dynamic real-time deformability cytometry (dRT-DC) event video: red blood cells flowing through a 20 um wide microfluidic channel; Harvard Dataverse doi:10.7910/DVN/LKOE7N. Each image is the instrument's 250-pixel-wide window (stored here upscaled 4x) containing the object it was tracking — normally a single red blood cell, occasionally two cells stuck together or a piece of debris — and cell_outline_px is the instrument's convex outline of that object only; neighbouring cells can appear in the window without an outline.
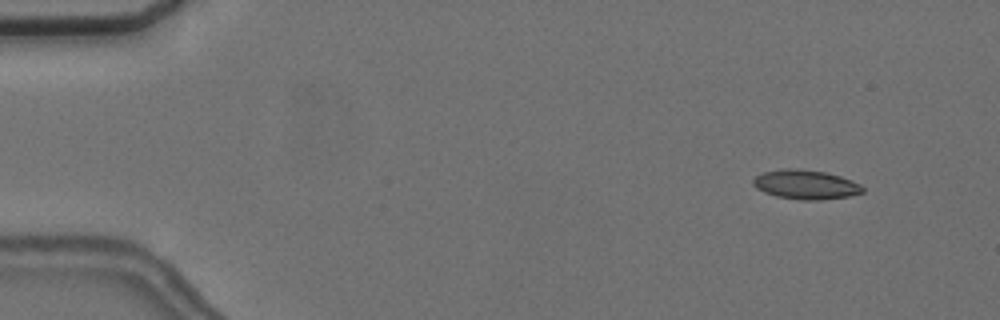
{"species": "common noctule bat (a hibernating species)", "species_latin": "Nyctalus noctula", "temperature_condition": "cold", "stored_images_in_passage": 5, "camera_frame_rate_fps": 3000, "um_per_image_px": 0.085, "animal": {"sex": "female", "body_mass_g": 24.6, "forearm_length_mm": 56.2}, "frame": {"image": 1, "passage_image": 2, "time_ms": 1.333, "image_size_px": [1000, 320], "cell_outline_px": [[864, 192], [848, 196], [820, 200], [800, 200], [776, 196], [764, 192], [756, 188], [752, 184], [752, 180], [756, 176], [764, 172], [784, 168], [800, 168], [824, 172], [840, 176], [852, 180], [860, 184], [864, 188]], "centroid_in_image_um": [68.47, 15.68], "position_along_channel_um": 16.5, "area_um2": 18.79}}